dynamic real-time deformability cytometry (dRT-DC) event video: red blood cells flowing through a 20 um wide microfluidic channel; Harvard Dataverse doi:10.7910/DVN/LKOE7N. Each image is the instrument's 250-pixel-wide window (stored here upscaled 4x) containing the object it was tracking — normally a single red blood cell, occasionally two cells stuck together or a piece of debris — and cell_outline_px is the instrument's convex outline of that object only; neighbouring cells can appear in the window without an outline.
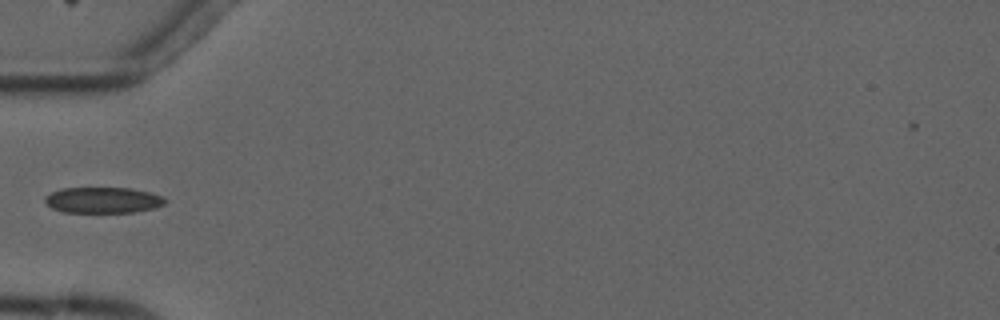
{"species": "common noctule bat (a hibernating species)", "species_latin": "Nyctalus noctula", "temperature_condition": "cold", "stored_images_in_passage": 5, "segment_of_instrument_passage": [2, 2], "camera_frame_rate_fps": 3000, "um_per_image_px": 0.085, "animal": {"sex": "male", "forearm_length_mm": 52.5}, "frame": {"image": 1, "passage_image": 5, "time_ms": 5.667, "image_size_px": [1000, 320], "cell_outline_px": [[168, 200], [164, 204], [156, 208], [136, 212], [64, 212], [52, 208], [44, 200], [52, 192], [64, 188], [132, 188], [148, 192], [160, 196]], "centroid_in_image_um": [8.8, 17.01], "position_along_channel_um": 76.2, "area_um2": 17.98}}